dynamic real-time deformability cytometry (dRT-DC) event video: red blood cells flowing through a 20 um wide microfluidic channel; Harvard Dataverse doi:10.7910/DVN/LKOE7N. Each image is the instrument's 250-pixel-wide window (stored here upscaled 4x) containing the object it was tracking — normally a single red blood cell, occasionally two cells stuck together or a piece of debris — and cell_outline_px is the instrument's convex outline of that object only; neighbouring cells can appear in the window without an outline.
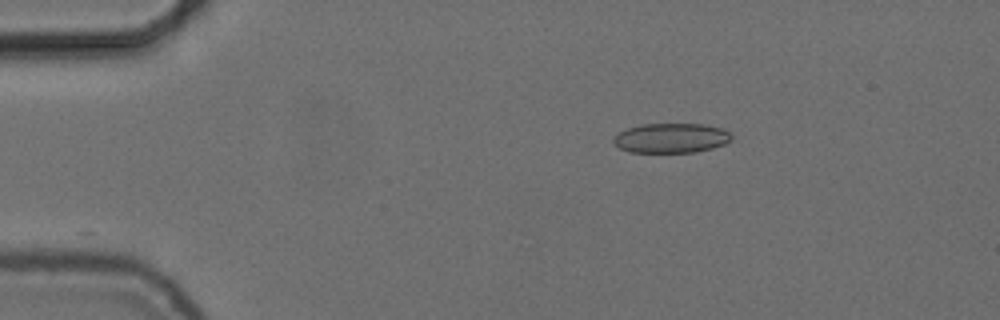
{"species": "common noctule bat (a hibernating species)", "species_latin": "Nyctalus noctula", "temperature_condition": "cold", "stored_images_in_passage": 26, "camera_frame_rate_fps": 3000, "um_per_image_px": 0.085, "animal": {"sex": "female", "body_mass_g": 24.6, "forearm_length_mm": 56.2}, "frame": {"image": 1, "passage_image": 1, "time_ms": 0.0, "image_size_px": [1000, 320], "cell_outline_px": [[732, 140], [724, 144], [712, 148], [696, 152], [628, 152], [620, 148], [612, 140], [620, 132], [628, 128], [640, 124], [704, 124], [724, 128], [732, 136]], "centroid_in_image_um": [57.08, 11.73], "position_along_channel_um": 27.9, "area_um2": 20.4}}
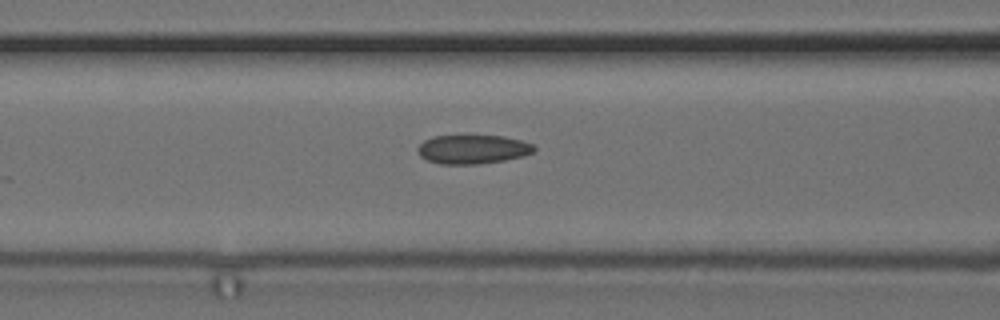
{"frame": {"image": 2, "passage_image": 14, "time_ms": 4.333, "image_size_px": [1000, 320], "cell_outline_px": [[536, 148], [532, 152], [524, 156], [504, 160], [476, 164], [440, 164], [428, 160], [420, 156], [416, 148], [424, 140], [432, 136], [504, 136], [520, 140], [532, 144]], "centroid_in_image_um": [40.16, 12.69], "position_along_channel_um": 126.4, "area_um2": 19.54}}
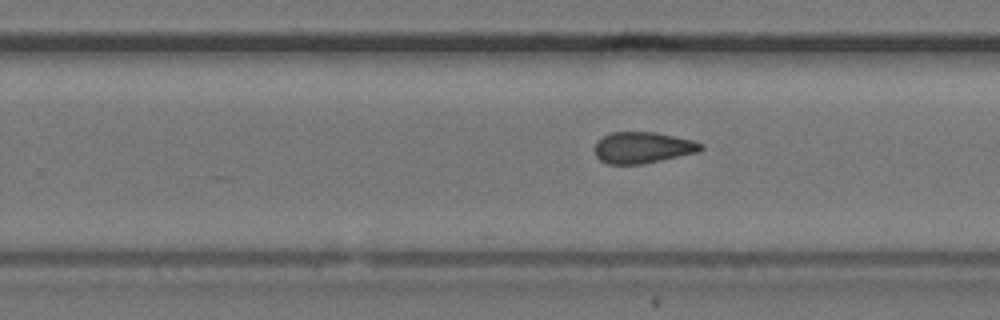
{"frame": {"image": 3, "passage_image": 26, "time_ms": 8.333, "image_size_px": [1000, 320], "cell_outline_px": [[704, 148], [700, 152], [640, 164], [608, 164], [600, 160], [596, 156], [596, 140], [612, 132], [656, 132], [692, 140], [704, 144]], "centroid_in_image_um": [54.65, 12.54], "position_along_channel_um": 275.1, "area_um2": 19.31}}